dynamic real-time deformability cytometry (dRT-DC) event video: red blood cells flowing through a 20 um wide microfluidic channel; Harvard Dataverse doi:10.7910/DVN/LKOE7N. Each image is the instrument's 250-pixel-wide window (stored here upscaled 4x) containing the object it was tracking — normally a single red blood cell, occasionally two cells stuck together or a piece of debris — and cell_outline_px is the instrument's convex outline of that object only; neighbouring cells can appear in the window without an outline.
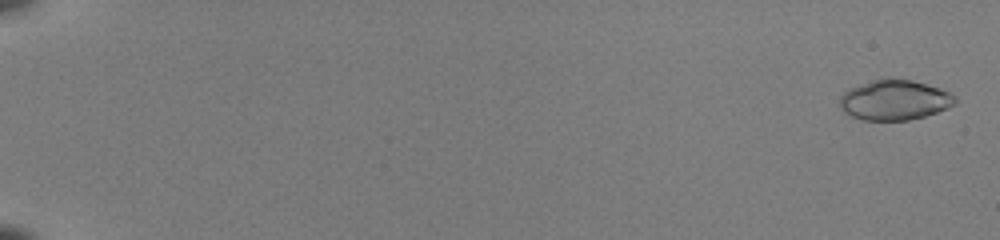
{"species": "common noctule bat (a hibernating species)", "species_latin": "Nyctalus noctula", "temperature_condition": "room temperature", "stored_images_in_passage": 33, "camera_frame_rate_fps": 3000, "um_per_image_px": 0.085, "animal": {"sex": "female", "body_mass_g": 22.0, "forearm_length_mm": 56.7}, "frame": {"image": 1, "passage_image": 2, "time_ms": 0.333, "image_size_px": [1000, 240], "cell_outline_px": [[956, 100], [948, 108], [924, 116], [908, 120], [864, 120], [852, 116], [844, 112], [840, 108], [840, 96], [848, 88], [872, 80], [912, 80], [940, 88], [956, 96]], "centroid_in_image_um": [76.01, 8.51], "position_along_channel_um": 9.0, "area_um2": 26.59}}
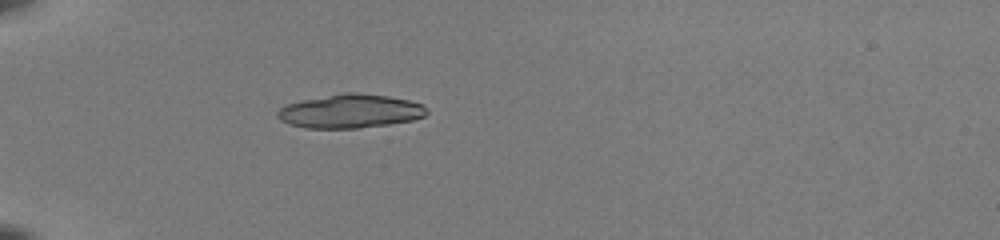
{"frame": {"image": 2, "passage_image": 19, "time_ms": 6.0, "image_size_px": [1000, 240], "cell_outline_px": [[428, 112], [424, 116], [412, 120], [388, 124], [360, 128], [308, 128], [288, 124], [280, 120], [276, 116], [276, 112], [280, 108], [288, 104], [304, 100], [344, 92], [360, 92], [388, 96], [408, 100], [424, 104], [428, 108]], "centroid_in_image_um": [29.79, 9.45], "position_along_channel_um": 55.2, "area_um2": 29.42}}